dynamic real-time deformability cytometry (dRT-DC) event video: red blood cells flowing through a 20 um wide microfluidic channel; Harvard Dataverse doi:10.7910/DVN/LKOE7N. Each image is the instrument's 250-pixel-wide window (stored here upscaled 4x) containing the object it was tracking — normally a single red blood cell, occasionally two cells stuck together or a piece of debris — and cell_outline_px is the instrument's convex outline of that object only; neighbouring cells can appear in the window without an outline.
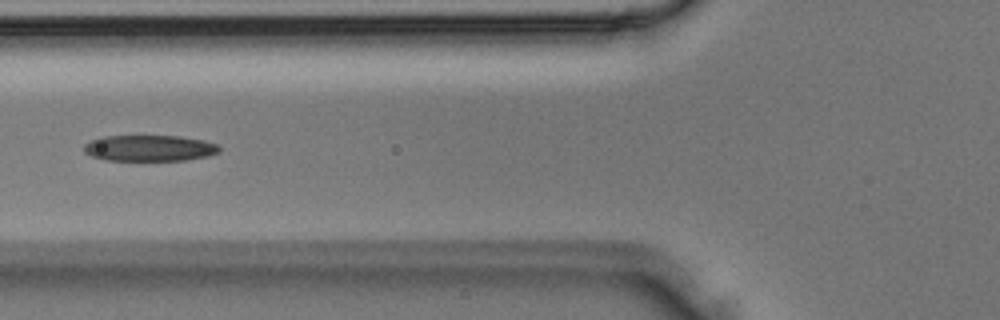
{"species": "Egyptian fruit bat (a non-hibernating species)", "species_latin": "Rousettus aegyptiacus", "temperature_condition": "room temperature", "stored_images_in_passage": 5, "camera_frame_rate_fps": 3000, "um_per_image_px": 0.085, "animal": {"sex": "male"}, "frame": {"image": 1, "passage_image": 5, "time_ms": 1.333, "image_size_px": [1000, 320], "cell_outline_px": [[220, 152], [208, 156], [184, 160], [108, 160], [92, 156], [84, 152], [84, 144], [100, 136], [180, 136], [204, 140], [220, 144]], "centroid_in_image_um": [12.74, 12.58], "position_along_channel_um": 113.1, "area_um2": 20.63}}